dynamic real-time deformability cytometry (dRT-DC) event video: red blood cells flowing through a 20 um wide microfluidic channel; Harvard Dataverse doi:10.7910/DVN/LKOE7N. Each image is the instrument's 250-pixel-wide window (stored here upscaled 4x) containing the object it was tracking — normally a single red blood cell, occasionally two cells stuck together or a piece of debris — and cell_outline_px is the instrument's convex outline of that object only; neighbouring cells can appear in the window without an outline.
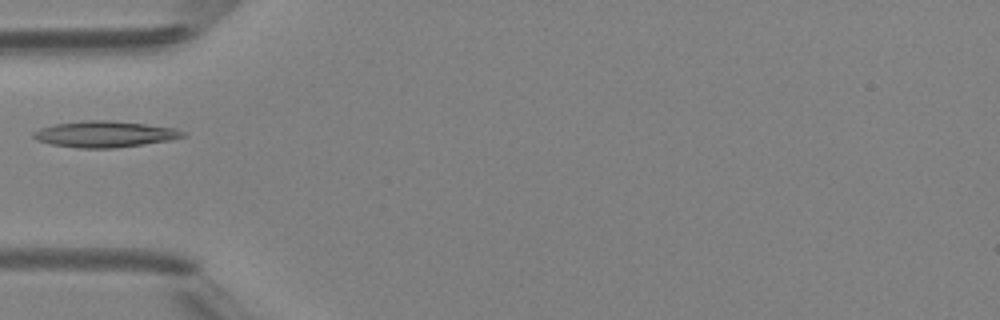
{"species": "Egyptian fruit bat (a non-hibernating species)", "species_latin": "Rousettus aegyptiacus", "temperature_condition": "room temperature", "stored_images_in_passage": 6, "camera_frame_rate_fps": 3000, "um_per_image_px": 0.085, "animal": {"sex": "female"}, "frame": {"image": 1, "passage_image": 5, "time_ms": 4.667, "image_size_px": [1000, 320], "cell_outline_px": [[188, 136], [172, 140], [116, 148], [80, 148], [52, 144], [36, 140], [32, 136], [32, 132], [40, 128], [56, 124], [80, 120], [112, 120], [176, 128], [184, 132]], "centroid_in_image_um": [8.92, 11.4], "position_along_channel_um": 76.1, "area_um2": 22.95}}
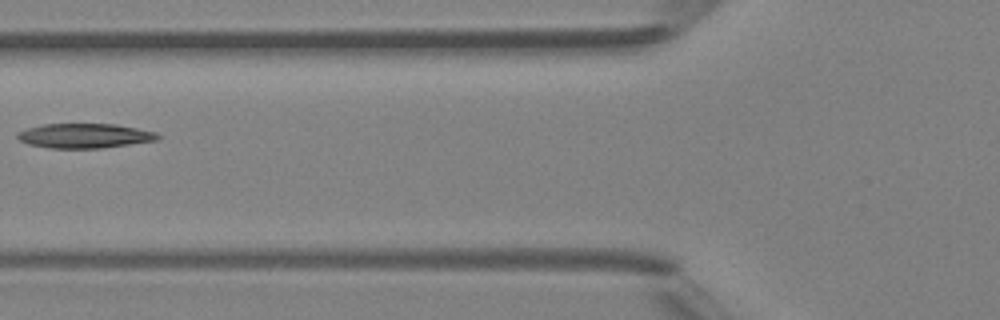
{"frame": {"image": 2, "passage_image": 6, "time_ms": 5.667, "image_size_px": [1000, 320], "cell_outline_px": [[160, 140], [100, 148], [48, 148], [28, 144], [20, 140], [16, 136], [16, 132], [28, 128], [44, 124], [116, 124], [156, 132], [160, 136]], "centroid_in_image_um": [7.19, 11.54], "position_along_channel_um": 118.6, "area_um2": 20.11}}